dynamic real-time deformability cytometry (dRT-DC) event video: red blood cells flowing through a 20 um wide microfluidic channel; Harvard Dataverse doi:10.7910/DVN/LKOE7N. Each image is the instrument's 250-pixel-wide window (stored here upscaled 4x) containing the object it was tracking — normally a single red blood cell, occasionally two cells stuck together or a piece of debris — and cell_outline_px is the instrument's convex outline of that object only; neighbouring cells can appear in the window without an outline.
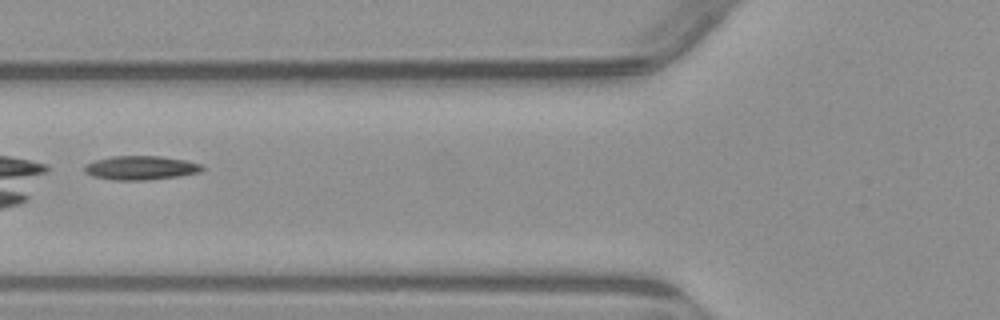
{"species": "common noctule bat (a hibernating species)", "species_latin": "Nyctalus noctula", "temperature_condition": "warm", "stored_images_in_passage": 7, "camera_frame_rate_fps": 3000, "um_per_image_px": 0.085, "animal": {"sex": "male", "body_mass_g": 23.1, "forearm_length_mm": 52.7}, "frame": {"image": 1, "passage_image": 6, "time_ms": 6.0, "image_size_px": [1000, 320], "cell_outline_px": [[204, 168], [200, 172], [176, 176], [144, 180], [116, 180], [92, 176], [84, 172], [84, 164], [92, 160], [112, 156], [160, 156], [184, 160], [200, 164]], "centroid_in_image_um": [11.89, 14.25], "position_along_channel_um": 113.9, "area_um2": 16.36}}
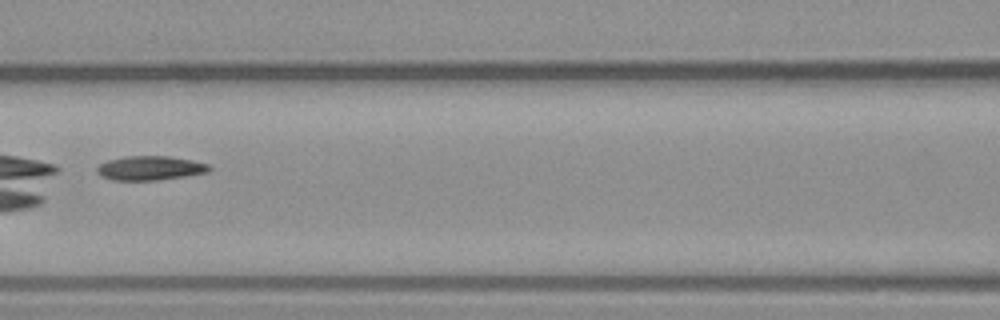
{"frame": {"image": 2, "passage_image": 7, "time_ms": 7.0, "image_size_px": [1000, 320], "cell_outline_px": [[212, 168], [208, 172], [160, 180], [112, 180], [100, 176], [96, 172], [96, 168], [100, 164], [108, 160], [124, 156], [168, 156], [192, 160], [208, 164]], "centroid_in_image_um": [12.73, 14.29], "position_along_channel_um": 153.9, "area_um2": 15.9}}